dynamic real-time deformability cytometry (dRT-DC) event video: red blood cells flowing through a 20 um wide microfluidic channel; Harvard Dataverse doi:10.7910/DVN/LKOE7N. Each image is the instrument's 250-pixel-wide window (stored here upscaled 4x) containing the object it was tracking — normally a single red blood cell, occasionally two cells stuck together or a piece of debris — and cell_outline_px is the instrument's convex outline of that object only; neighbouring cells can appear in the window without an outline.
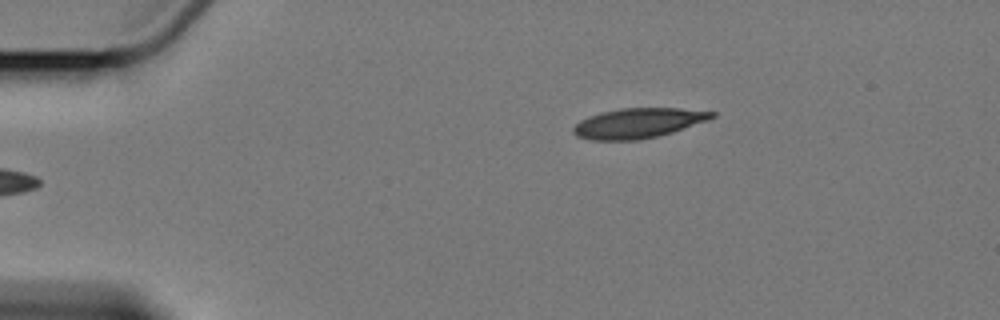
{"species": "Egyptian fruit bat (a non-hibernating species)", "species_latin": "Rousettus aegyptiacus", "temperature_condition": "cold", "stored_images_in_passage": 4, "camera_frame_rate_fps": 3000, "um_per_image_px": 0.085, "animal": {"sex": "female"}, "frame": {"image": 1, "passage_image": 1, "time_ms": 0.0, "image_size_px": [1000, 320], "cell_outline_px": [[716, 116], [708, 120], [672, 132], [656, 136], [636, 140], [592, 140], [576, 136], [572, 132], [572, 128], [580, 120], [588, 116], [600, 112], [620, 108], [680, 108], [716, 112]], "centroid_in_image_um": [54.22, 10.45], "position_along_channel_um": 30.8, "area_um2": 24.16}}
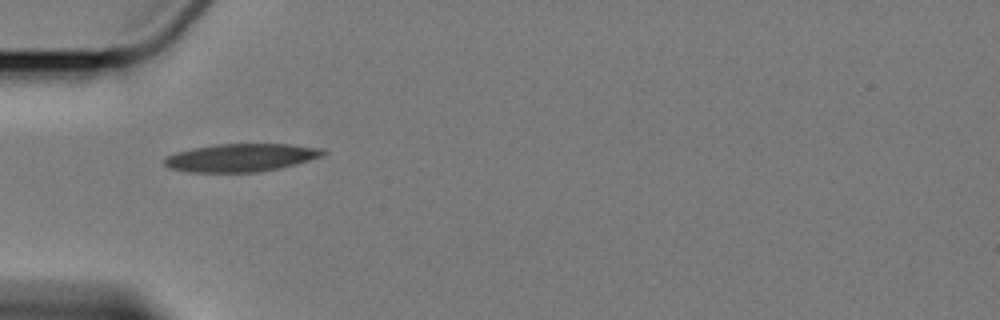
{"frame": {"image": 2, "passage_image": 3, "time_ms": 2.667, "image_size_px": [1000, 320], "cell_outline_px": [[328, 152], [324, 156], [296, 164], [280, 168], [260, 172], [188, 172], [172, 168], [164, 164], [164, 160], [168, 156], [176, 152], [192, 148], [216, 144], [292, 144], [324, 148]], "centroid_in_image_um": [20.57, 13.39], "position_along_channel_um": 64.4, "area_um2": 26.01}}
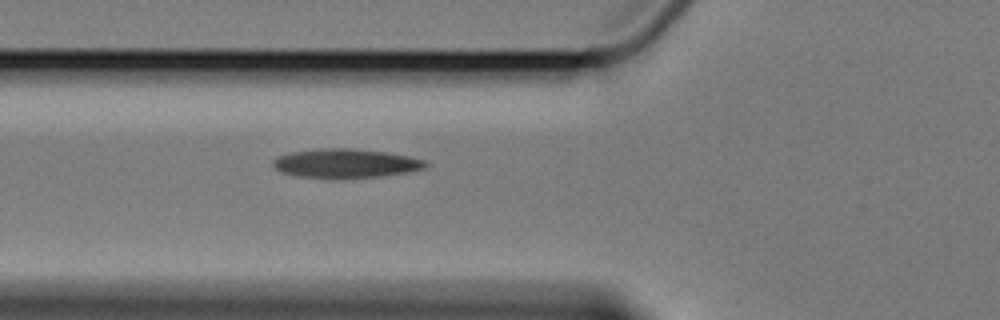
{"frame": {"image": 3, "passage_image": 4, "time_ms": 3.667, "image_size_px": [1000, 320], "cell_outline_px": [[428, 164], [424, 168], [408, 172], [380, 176], [296, 176], [280, 172], [272, 164], [272, 160], [276, 156], [292, 152], [324, 148], [352, 148], [388, 152], [408, 156], [424, 160]], "centroid_in_image_um": [29.37, 13.85], "position_along_channel_um": 96.4, "area_um2": 25.09}}